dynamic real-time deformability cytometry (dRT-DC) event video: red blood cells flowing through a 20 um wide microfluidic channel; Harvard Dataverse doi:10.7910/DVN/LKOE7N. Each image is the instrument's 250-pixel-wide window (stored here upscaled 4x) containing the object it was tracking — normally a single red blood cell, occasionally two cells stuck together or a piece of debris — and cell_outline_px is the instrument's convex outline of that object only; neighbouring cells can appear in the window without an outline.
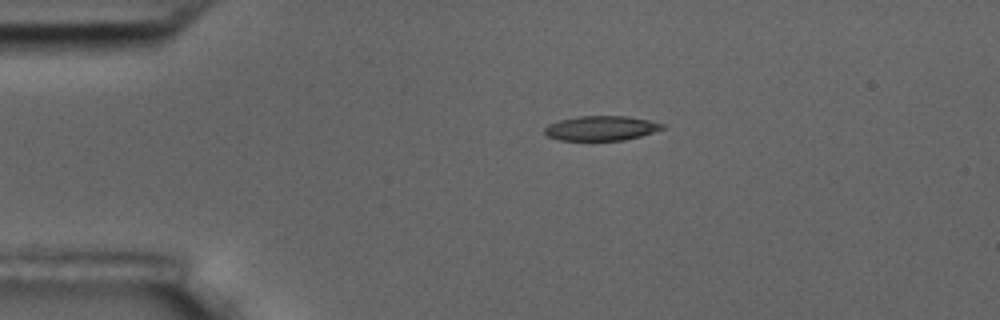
{"species": "common noctule bat (a hibernating species)", "species_latin": "Nyctalus noctula", "temperature_condition": "room temperature", "stored_images_in_passage": 3, "camera_frame_rate_fps": 3000, "um_per_image_px": 0.085, "animal": {"sex": "male", "body_mass_g": 17.5, "forearm_length_mm": 52.3}, "frame": {"image": 1, "passage_image": 1, "time_ms": 0.0, "image_size_px": [1000, 320], "cell_outline_px": [[664, 128], [640, 136], [624, 140], [560, 140], [548, 136], [544, 132], [544, 128], [548, 124], [560, 120], [580, 116], [628, 116], [648, 120], [664, 124]], "centroid_in_image_um": [51.08, 10.89], "position_along_channel_um": 33.9, "area_um2": 16.76}}
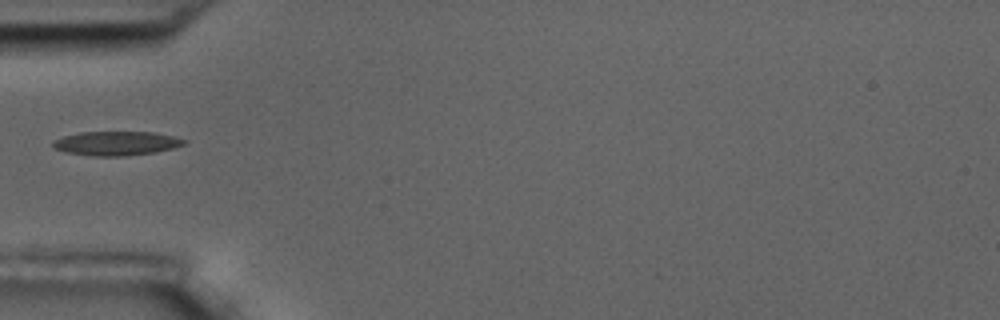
{"frame": {"image": 2, "passage_image": 3, "time_ms": 2.333, "image_size_px": [1000, 320], "cell_outline_px": [[188, 140], [184, 144], [172, 148], [156, 152], [124, 156], [96, 156], [64, 152], [56, 148], [52, 144], [52, 140], [64, 136], [80, 132], [156, 132]], "centroid_in_image_um": [9.89, 12.18], "position_along_channel_um": 75.1, "area_um2": 18.38}}